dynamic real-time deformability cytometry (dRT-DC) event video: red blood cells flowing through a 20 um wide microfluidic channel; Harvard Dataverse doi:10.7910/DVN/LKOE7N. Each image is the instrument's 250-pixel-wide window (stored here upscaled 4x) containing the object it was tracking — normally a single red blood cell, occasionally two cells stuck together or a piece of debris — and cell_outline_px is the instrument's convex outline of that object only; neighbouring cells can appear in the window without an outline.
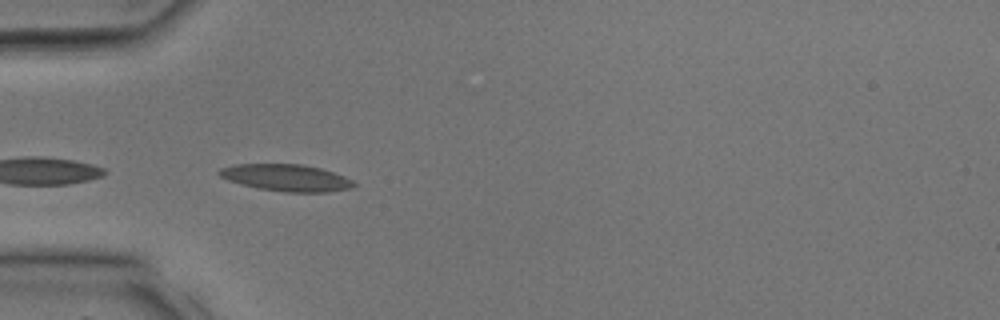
{"species": "common noctule bat (a hibernating species)", "species_latin": "Nyctalus noctula", "temperature_condition": "room temperature", "stored_images_in_passage": 25, "camera_frame_rate_fps": 3000, "um_per_image_px": 0.085, "animal": {"sex": "male", "body_mass_g": 17.9, "forearm_length_mm": 54.2}, "frame": {"image": 1, "passage_image": 11, "time_ms": 3.333, "image_size_px": [1000, 320], "cell_outline_px": [[356, 184], [352, 188], [328, 192], [284, 192], [260, 188], [228, 180], [220, 176], [216, 172], [220, 168], [236, 164], [304, 164], [320, 168], [344, 176], [352, 180]], "centroid_in_image_um": [24.35, 15.1], "position_along_channel_um": 60.7, "area_um2": 20.92}}